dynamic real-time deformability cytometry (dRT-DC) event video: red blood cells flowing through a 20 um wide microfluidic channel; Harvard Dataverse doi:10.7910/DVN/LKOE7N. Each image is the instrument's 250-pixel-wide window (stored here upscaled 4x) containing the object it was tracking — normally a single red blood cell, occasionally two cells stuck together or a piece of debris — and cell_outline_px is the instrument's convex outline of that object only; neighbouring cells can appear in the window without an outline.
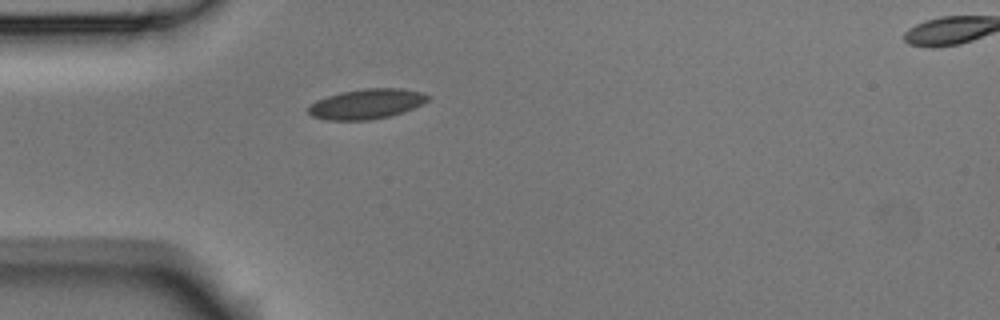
{"species": "Egyptian fruit bat (a non-hibernating species)", "species_latin": "Rousettus aegyptiacus", "temperature_condition": "room temperature", "stored_images_in_passage": 3, "segment_of_instrument_passage": [1, 2], "camera_frame_rate_fps": 3000, "um_per_image_px": 0.085, "animal": {"sex": "male"}, "frame": {"image": 1, "passage_image": 2, "time_ms": 0.333, "image_size_px": [1000, 320], "cell_outline_px": [[432, 96], [428, 100], [404, 112], [388, 116], [368, 120], [324, 120], [312, 116], [308, 112], [308, 104], [316, 100], [340, 92], [364, 88], [400, 88], [420, 92]], "centroid_in_image_um": [31.12, 8.83], "position_along_channel_um": 53.9, "area_um2": 20.92}}